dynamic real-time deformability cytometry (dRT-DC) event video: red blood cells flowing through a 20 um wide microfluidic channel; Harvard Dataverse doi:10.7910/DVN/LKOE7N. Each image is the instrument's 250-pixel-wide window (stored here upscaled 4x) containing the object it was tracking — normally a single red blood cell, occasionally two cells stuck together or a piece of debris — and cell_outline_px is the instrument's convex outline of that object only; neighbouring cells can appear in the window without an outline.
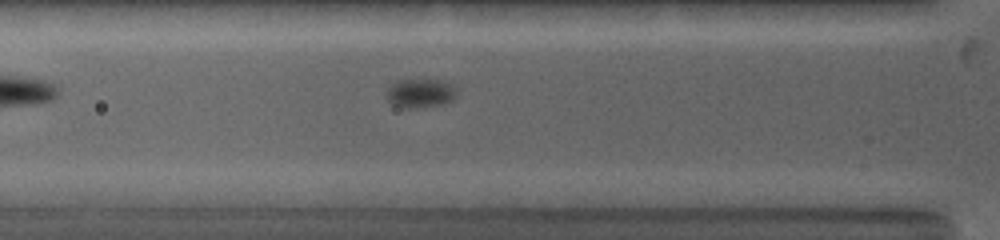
{"species": "common noctule bat (a hibernating species)", "species_latin": "Nyctalus noctula", "temperature_condition": "warm", "stored_images_in_passage": 21, "camera_frame_rate_fps": 5000, "um_per_image_px": 0.085, "animal": {"sex": "female", "body_mass_g": 19.0, "forearm_length_mm": 53.3}, "frame": {"image": 1, "passage_image": 2, "time_ms": 0.6, "image_size_px": [1000, 240], "cell_outline_px": [[456, 96], [452, 100], [444, 104], [416, 108], [400, 108], [392, 104], [384, 96], [388, 88], [396, 80], [440, 80], [456, 88]], "centroid_in_image_um": [35.68, 7.94], "position_along_channel_um": 90.1, "area_um2": 11.91}}
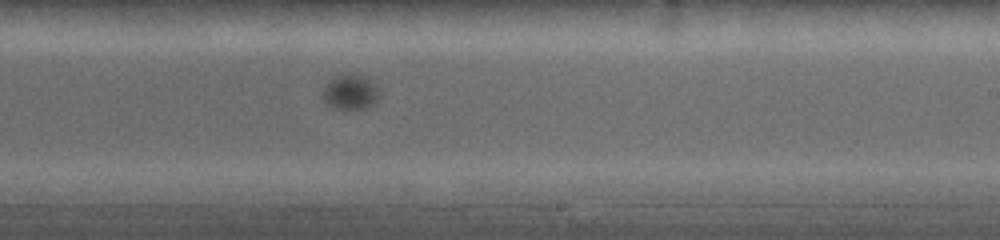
{"frame": {"image": 2, "passage_image": 10, "time_ms": 5.0, "image_size_px": [1000, 240], "cell_outline_px": [[380, 92], [376, 100], [368, 108], [332, 108], [324, 100], [324, 84], [336, 76], [344, 72], [364, 76]], "centroid_in_image_um": [29.75, 7.8], "position_along_channel_um": 259.2, "area_um2": 11.27}}
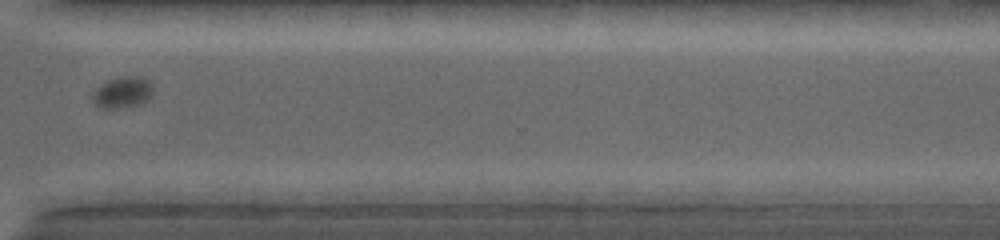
{"frame": {"image": 3, "passage_image": 14, "time_ms": 7.6, "image_size_px": [1000, 240], "cell_outline_px": [[152, 96], [148, 100], [140, 104], [116, 108], [100, 108], [92, 100], [92, 96], [96, 88], [108, 80], [120, 76], [140, 76], [148, 80], [152, 84]], "centroid_in_image_um": [10.44, 7.84], "position_along_channel_um": 360.2, "area_um2": 11.04}}